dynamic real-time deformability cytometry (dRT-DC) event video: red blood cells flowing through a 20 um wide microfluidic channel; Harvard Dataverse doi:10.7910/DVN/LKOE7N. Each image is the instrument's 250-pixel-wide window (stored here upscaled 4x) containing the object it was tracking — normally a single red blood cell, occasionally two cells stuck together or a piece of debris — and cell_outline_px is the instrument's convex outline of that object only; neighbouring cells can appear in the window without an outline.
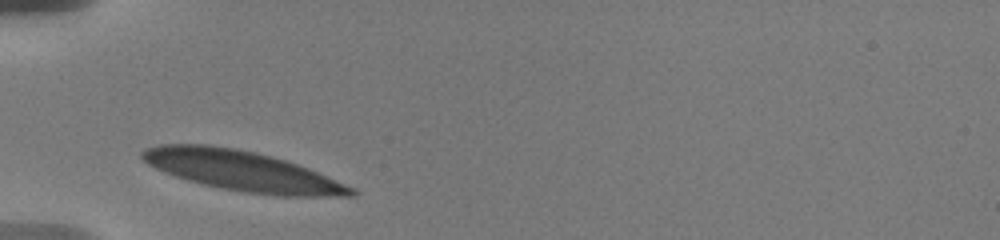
{"species": "human", "species_latin": "Homo sapiens", "temperature_condition": "warm", "stored_images_in_passage": 15, "camera_frame_rate_fps": 3000, "um_per_image_px": 0.085, "donor": {"sex": "male"}, "frame": {"image": 1, "passage_image": 1, "time_ms": 0.0, "image_size_px": [1000, 240], "cell_outline_px": [[356, 196], [280, 196], [244, 192], [220, 188], [188, 180], [176, 176], [156, 168], [148, 164], [140, 156], [140, 152], [144, 148], [160, 144], [208, 144], [236, 148], [256, 152], [272, 156], [308, 168], [356, 188]], "centroid_in_image_um": [20.59, 14.52], "position_along_channel_um": 64.4, "area_um2": 48.67}}
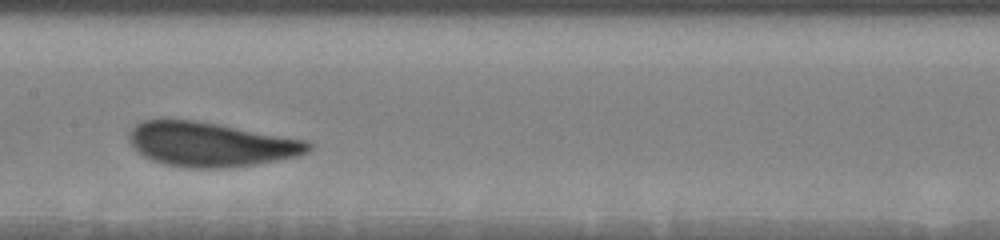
{"frame": {"image": 2, "passage_image": 4, "time_ms": 3.667, "image_size_px": [1000, 240], "cell_outline_px": [[312, 148], [308, 152], [300, 156], [256, 164], [228, 168], [188, 168], [164, 164], [152, 160], [136, 152], [128, 140], [128, 132], [136, 124], [144, 120], [160, 116], [196, 120], [220, 124], [308, 140], [312, 144]], "centroid_in_image_um": [17.86, 12.24], "position_along_channel_um": 189.5, "area_um2": 47.57}}
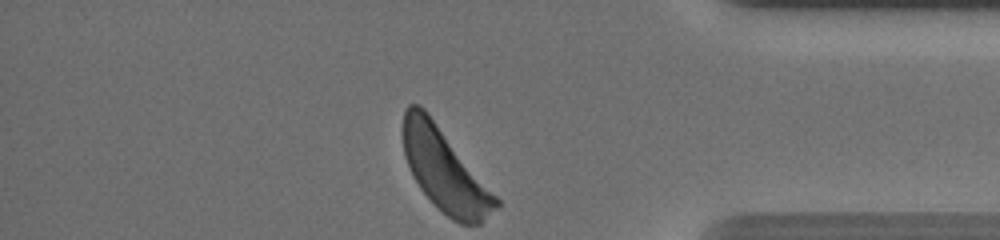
{"frame": {"image": 3, "passage_image": 15, "time_ms": 10.0, "image_size_px": [1000, 240], "cell_outline_px": [[500, 204], [480, 224], [460, 224], [452, 220], [420, 188], [412, 176], [404, 156], [404, 112], [408, 104], [420, 104], [424, 108], [500, 200]], "centroid_in_image_um": [37.8, 14.48], "position_along_channel_um": 397.4, "area_um2": 43.64}, "authors_computed_cell_mechanics": {"area_um2": 45.2574, "velocity_mm_per_s": 3.5666, "shape_relaxation_time_tau1_ms": 1.4102, "shape_relaxation_time_tau2_ms": null, "deformation_change_tau1": 0.0814, "deformation_change_tau2": null}}